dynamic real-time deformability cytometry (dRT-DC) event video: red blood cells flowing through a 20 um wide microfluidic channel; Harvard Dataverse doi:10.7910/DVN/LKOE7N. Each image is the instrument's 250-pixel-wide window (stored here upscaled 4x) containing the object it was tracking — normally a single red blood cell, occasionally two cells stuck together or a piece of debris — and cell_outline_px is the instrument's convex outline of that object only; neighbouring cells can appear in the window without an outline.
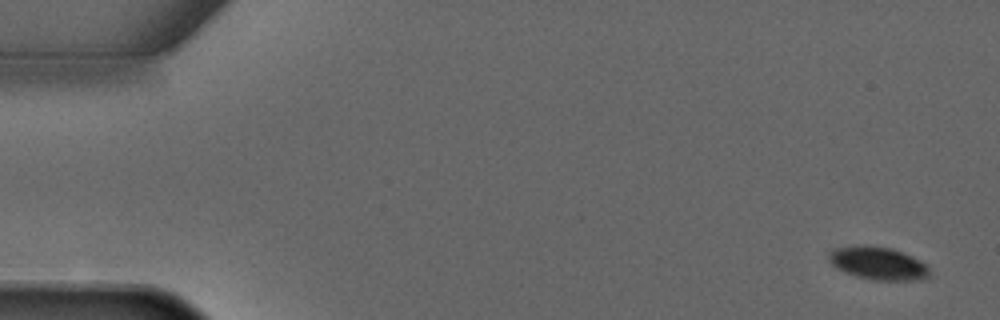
{"species": "common noctule bat (a hibernating species)", "species_latin": "Nyctalus noctula", "temperature_condition": "warm", "stored_images_in_passage": 5, "camera_frame_rate_fps": 3000, "um_per_image_px": 0.085, "animal": {"sex": "male", "forearm_length_mm": 52.5}, "frame": {"image": 1, "passage_image": 1, "time_ms": 0.0, "image_size_px": [1000, 320], "cell_outline_px": [[932, 276], [928, 280], [872, 280], [856, 276], [844, 272], [836, 268], [828, 260], [828, 252], [832, 248], [856, 244], [868, 244], [892, 248], [904, 252], [928, 264], [932, 272]], "centroid_in_image_um": [74.68, 22.36], "position_along_channel_um": 10.3, "area_um2": 20.23}}